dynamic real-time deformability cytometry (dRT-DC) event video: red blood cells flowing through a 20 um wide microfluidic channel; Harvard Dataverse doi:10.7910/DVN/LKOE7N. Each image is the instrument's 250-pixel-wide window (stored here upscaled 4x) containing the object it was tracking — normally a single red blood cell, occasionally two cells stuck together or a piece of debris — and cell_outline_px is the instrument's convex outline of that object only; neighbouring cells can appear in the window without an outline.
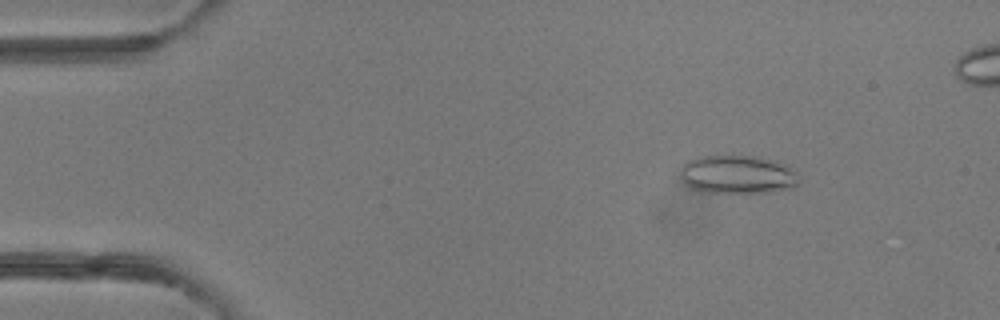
{"species": "common noctule bat (a hibernating species)", "species_latin": "Nyctalus noctula", "temperature_condition": "room temperature", "stored_images_in_passage": 48, "camera_frame_rate_fps": 3000, "um_per_image_px": 0.085, "animal": {"sex": "female"}, "frame": {"image": 1, "passage_image": 7, "time_ms": 2.0, "image_size_px": [1000, 320], "cell_outline_px": [[800, 180], [792, 188], [764, 192], [708, 192], [692, 188], [684, 184], [680, 180], [680, 168], [688, 160], [696, 156], [752, 156], [788, 164], [800, 176]], "centroid_in_image_um": [62.67, 14.83], "position_along_channel_um": 22.3, "area_um2": 26.65}}
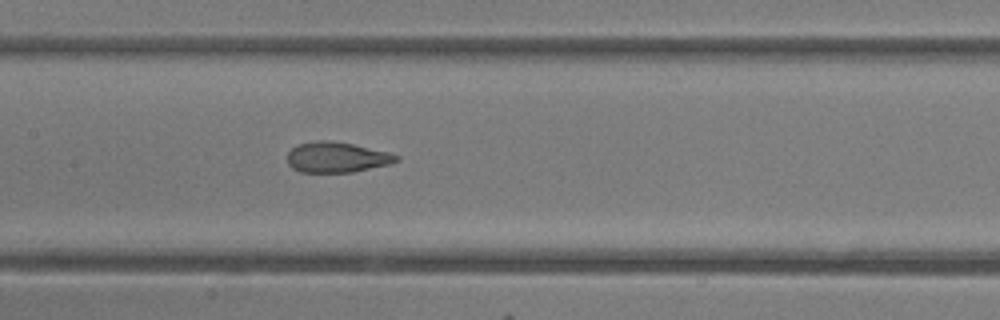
{"frame": {"image": 2, "passage_image": 24, "time_ms": 7.667, "image_size_px": [1000, 320], "cell_outline_px": [[400, 160], [392, 164], [352, 172], [300, 172], [292, 168], [288, 164], [288, 152], [292, 148], [300, 144], [316, 140], [324, 140], [352, 144], [388, 152], [400, 156]], "centroid_in_image_um": [28.65, 13.38], "position_along_channel_um": 178.8, "area_um2": 19.31}}
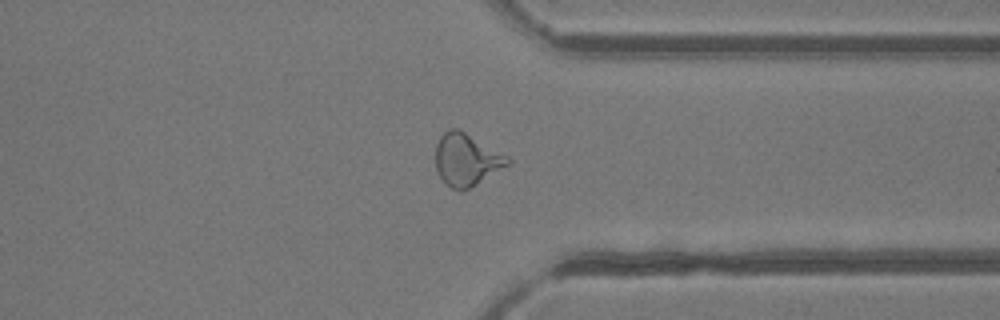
{"frame": {"image": 3, "passage_image": 38, "time_ms": 12.333, "image_size_px": [1000, 320], "cell_outline_px": [[512, 160], [508, 164], [468, 188], [452, 188], [440, 176], [436, 168], [436, 144], [440, 136], [448, 128], [456, 128], [464, 132], [508, 156]], "centroid_in_image_um": [39.62, 13.52], "position_along_channel_um": 371.8, "area_um2": 21.1}, "authors_computed_cell_mechanics": {"area_um2": 22.0507, "velocity_mm_per_s": 4.1969, "shape_relaxation_time_tau1_ms": null, "shape_relaxation_time_tau2_ms": 1.0878, "deformation_change_tau1": null, "deformation_change_tau2": 0.0829}}